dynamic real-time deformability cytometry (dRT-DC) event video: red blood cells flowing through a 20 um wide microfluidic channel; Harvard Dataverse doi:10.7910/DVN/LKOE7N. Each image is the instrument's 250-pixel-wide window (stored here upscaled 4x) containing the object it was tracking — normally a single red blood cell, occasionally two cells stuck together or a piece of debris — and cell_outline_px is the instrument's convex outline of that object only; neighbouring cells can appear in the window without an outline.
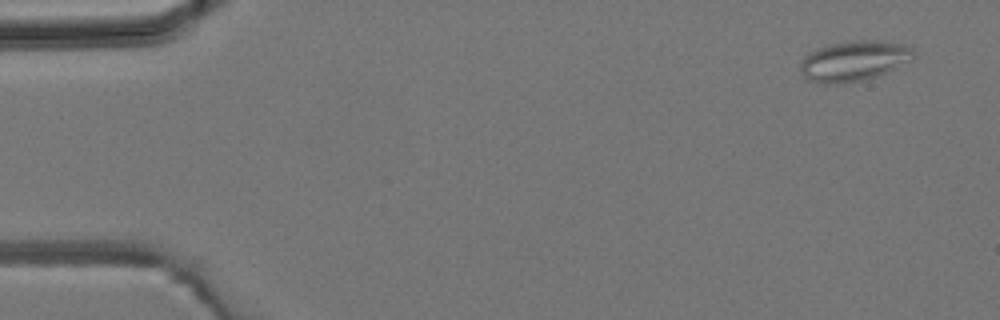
{"species": "common noctule bat (a hibernating species)", "species_latin": "Nyctalus noctula", "temperature_condition": "room temperature", "stored_images_in_passage": 4, "camera_frame_rate_fps": 3000, "um_per_image_px": 0.085, "animal": {"sex": "male", "body_mass_g": 19.2, "forearm_length_mm": 51.8}, "frame": {"image": 1, "passage_image": 1, "time_ms": 0.0, "image_size_px": [1000, 320], "cell_outline_px": [[916, 56], [912, 60], [876, 76], [860, 80], [828, 84], [824, 84], [808, 80], [800, 72], [800, 64], [804, 56], [808, 52], [816, 48], [828, 44], [852, 40], [876, 40], [900, 44], [912, 48]], "centroid_in_image_um": [72.54, 5.16], "position_along_channel_um": 12.5, "area_um2": 26.47}}